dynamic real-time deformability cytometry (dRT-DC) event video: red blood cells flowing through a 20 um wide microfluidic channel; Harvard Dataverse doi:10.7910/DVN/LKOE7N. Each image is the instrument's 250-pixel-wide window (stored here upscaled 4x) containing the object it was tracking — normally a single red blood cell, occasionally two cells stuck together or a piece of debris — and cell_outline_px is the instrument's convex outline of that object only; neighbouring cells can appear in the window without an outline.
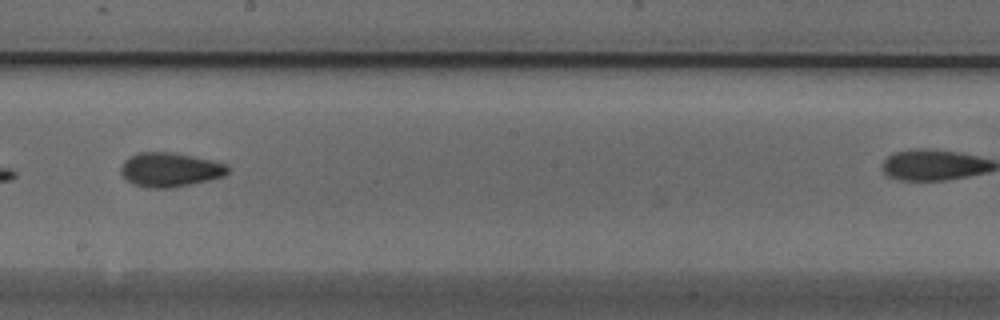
{"species": "Egyptian fruit bat (a non-hibernating species)", "species_latin": "Rousettus aegyptiacus", "temperature_condition": "cold", "stored_images_in_passage": 9, "segment_of_instrument_passage": [1, 2], "camera_frame_rate_fps": 3000, "um_per_image_px": 0.085, "animal": {"sex": "male"}, "frame": {"image": 1, "passage_image": 8, "time_ms": 2.333, "image_size_px": [1000, 320], "cell_outline_px": [[228, 172], [224, 176], [208, 180], [172, 188], [148, 188], [132, 184], [120, 172], [120, 168], [124, 160], [128, 156], [140, 152], [172, 152], [192, 156], [228, 164]], "centroid_in_image_um": [14.42, 14.42], "position_along_channel_um": 233.8, "area_um2": 21.33}}